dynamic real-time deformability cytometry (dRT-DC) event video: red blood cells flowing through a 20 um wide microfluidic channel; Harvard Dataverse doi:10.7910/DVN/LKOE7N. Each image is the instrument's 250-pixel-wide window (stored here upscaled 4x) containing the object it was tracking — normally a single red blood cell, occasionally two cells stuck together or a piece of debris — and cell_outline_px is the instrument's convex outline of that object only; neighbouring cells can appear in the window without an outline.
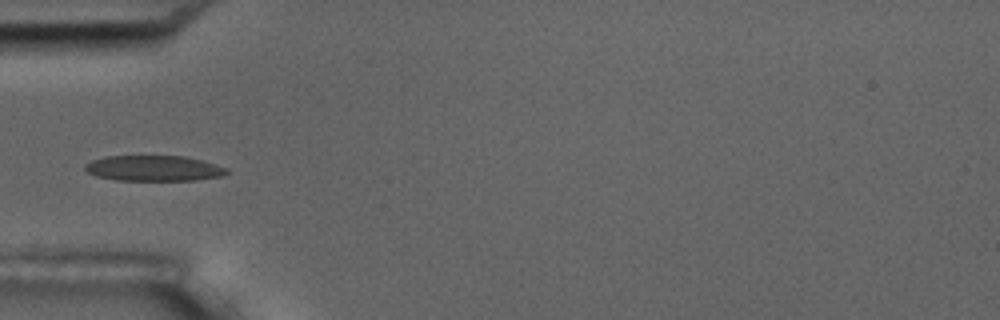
{"species": "common noctule bat (a hibernating species)", "species_latin": "Nyctalus noctula", "temperature_condition": "room temperature", "stored_images_in_passage": 14, "camera_frame_rate_fps": 3000, "um_per_image_px": 0.085, "animal": {"sex": "male", "body_mass_g": 17.5, "forearm_length_mm": 52.3}, "frame": {"image": 1, "passage_image": 3, "time_ms": 2.333, "image_size_px": [1000, 320], "cell_outline_px": [[228, 172], [224, 176], [196, 180], [116, 180], [96, 176], [88, 172], [84, 168], [84, 164], [92, 160], [108, 156], [184, 156], [204, 160], [228, 168]], "centroid_in_image_um": [13.11, 14.3], "position_along_channel_um": 71.9, "area_um2": 21.21}}
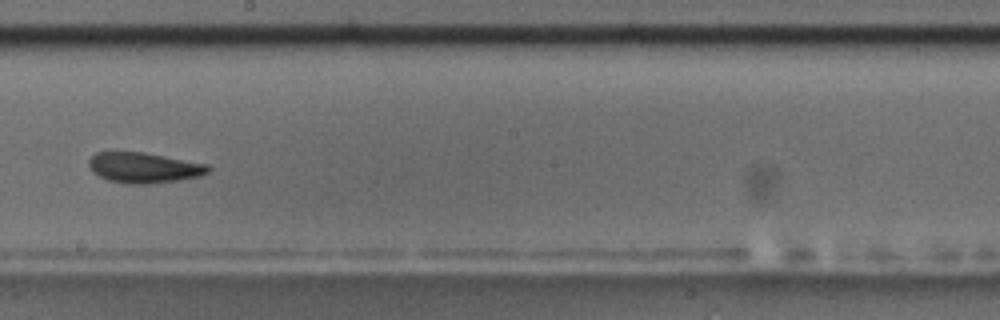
{"frame": {"image": 2, "passage_image": 7, "time_ms": 7.0, "image_size_px": [1000, 320], "cell_outline_px": [[212, 168], [208, 172], [200, 176], [152, 184], [128, 184], [108, 180], [92, 172], [88, 168], [88, 160], [96, 152], [144, 152], [208, 164]], "centroid_in_image_um": [12.22, 14.25], "position_along_channel_um": 236.0, "area_um2": 21.27}}
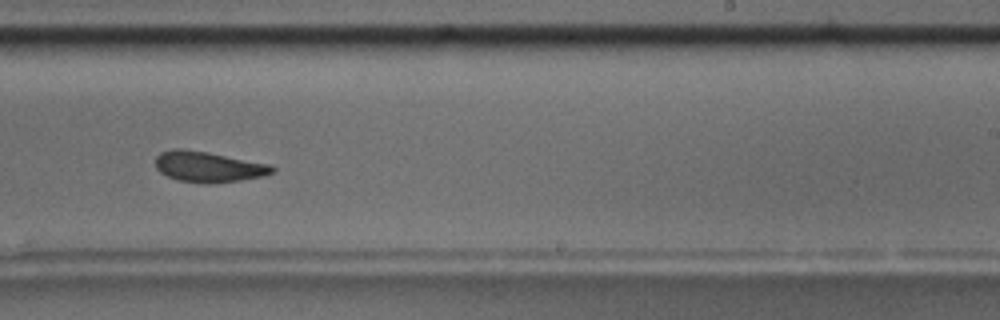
{"frame": {"image": 3, "passage_image": 8, "time_ms": 8.0, "image_size_px": [1000, 320], "cell_outline_px": [[276, 168], [272, 172], [264, 176], [240, 180], [208, 184], [204, 184], [176, 180], [160, 172], [156, 168], [156, 156], [160, 152], [172, 148], [184, 148], [208, 152], [272, 164]], "centroid_in_image_um": [17.7, 14.17], "position_along_channel_um": 271.3, "area_um2": 21.15}, "authors_computed_cell_mechanics": {"area_um2": 21.2415, "velocity_mm_per_s": 3.5305, "shape_relaxation_time_tau1_ms": 3.558, "shape_relaxation_time_tau2_ms": 1.8146, "deformation_change_tau1": 0.119, "deformation_change_tau2": 0.079}}